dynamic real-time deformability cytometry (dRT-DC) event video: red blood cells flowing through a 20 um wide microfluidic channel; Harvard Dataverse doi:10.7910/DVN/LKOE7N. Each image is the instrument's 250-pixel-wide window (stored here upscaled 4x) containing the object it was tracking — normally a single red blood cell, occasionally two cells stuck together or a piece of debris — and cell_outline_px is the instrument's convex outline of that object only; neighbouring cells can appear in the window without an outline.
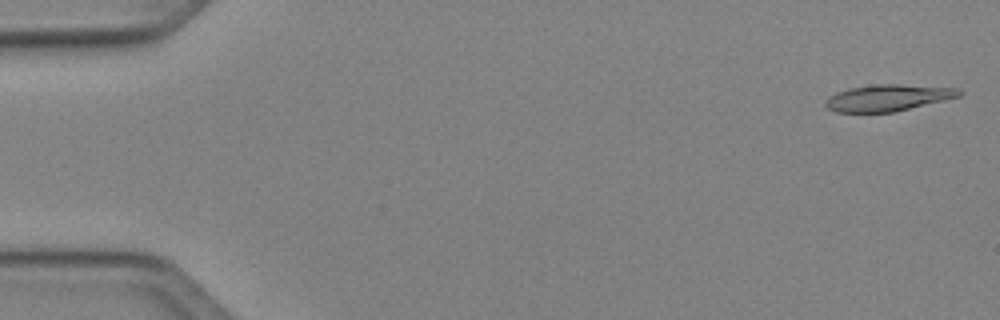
{"species": "Egyptian fruit bat (a non-hibernating species)", "species_latin": "Rousettus aegyptiacus", "temperature_condition": "cold", "stored_images_in_passage": 49, "camera_frame_rate_fps": 3000, "um_per_image_px": 0.085, "animal": {"sex": "female"}, "frame": {"image": 1, "passage_image": 1, "time_ms": 0.0, "image_size_px": [1000, 320], "cell_outline_px": [[964, 92], [960, 96], [944, 100], [892, 112], [836, 112], [828, 108], [824, 104], [824, 100], [828, 96], [836, 92], [848, 88], [872, 84], [900, 84], [960, 88]], "centroid_in_image_um": [75.45, 8.29], "position_along_channel_um": 9.6, "area_um2": 20.75}}
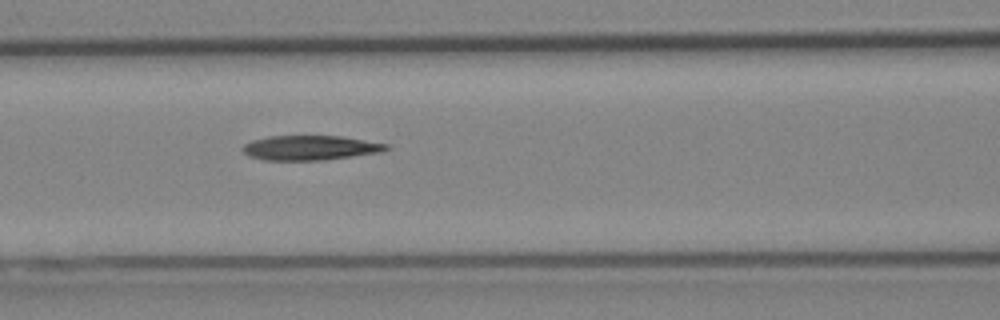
{"frame": {"image": 2, "passage_image": 21, "time_ms": 6.667, "image_size_px": [1000, 320], "cell_outline_px": [[388, 148], [380, 152], [324, 160], [264, 160], [248, 156], [240, 148], [244, 144], [252, 140], [268, 136], [340, 136], [388, 144]], "centroid_in_image_um": [26.3, 12.56], "position_along_channel_um": 140.3, "area_um2": 20.52}}
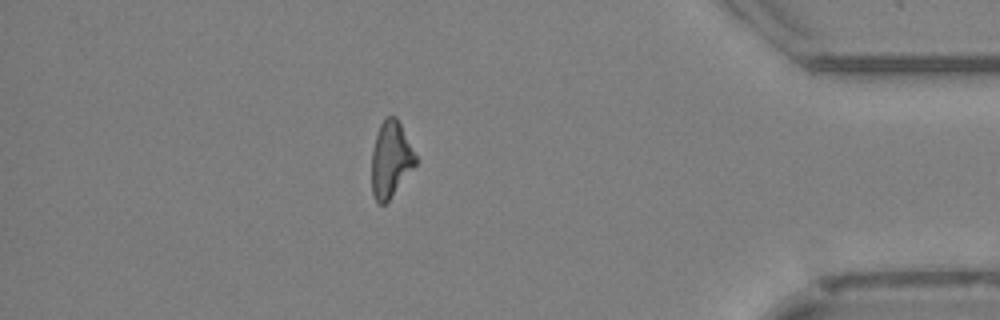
{"frame": {"image": 3, "passage_image": 43, "time_ms": 14.0, "image_size_px": [1000, 320], "cell_outline_px": [[416, 164], [388, 200], [384, 204], [380, 204], [376, 200], [372, 192], [372, 148], [380, 124], [388, 116], [396, 116], [416, 156]], "centroid_in_image_um": [33.19, 13.54], "position_along_channel_um": 402.0, "area_um2": 18.9}}